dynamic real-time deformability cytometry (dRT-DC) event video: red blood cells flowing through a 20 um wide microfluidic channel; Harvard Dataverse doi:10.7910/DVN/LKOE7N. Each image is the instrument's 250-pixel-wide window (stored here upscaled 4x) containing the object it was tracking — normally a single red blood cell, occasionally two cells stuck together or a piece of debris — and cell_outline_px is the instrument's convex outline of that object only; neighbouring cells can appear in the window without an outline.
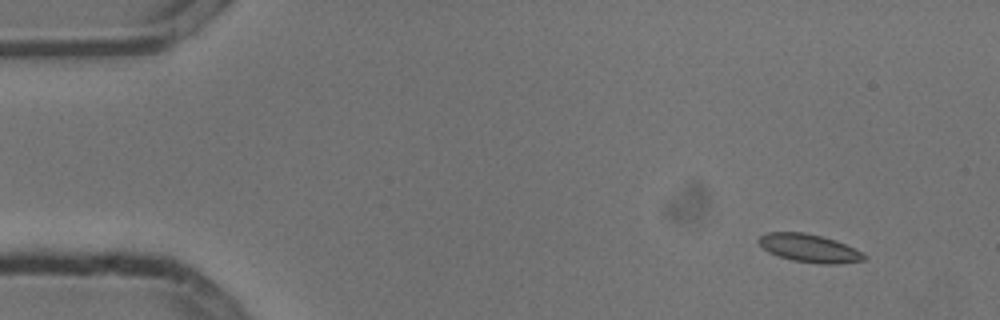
{"species": "common noctule bat (a hibernating species)", "species_latin": "Nyctalus noctula", "temperature_condition": "cold", "stored_images_in_passage": 5, "camera_frame_rate_fps": 3000, "um_per_image_px": 0.085, "animal": {"sex": "male", "body_mass_g": 13.3}, "frame": {"image": 1, "passage_image": 1, "time_ms": 0.0, "image_size_px": [1000, 320], "cell_outline_px": [[868, 256], [864, 260], [836, 264], [824, 264], [792, 260], [768, 252], [756, 240], [760, 236], [768, 232], [804, 232], [836, 240]], "centroid_in_image_um": [68.76, 21.09], "position_along_channel_um": 16.2, "area_um2": 16.99}}
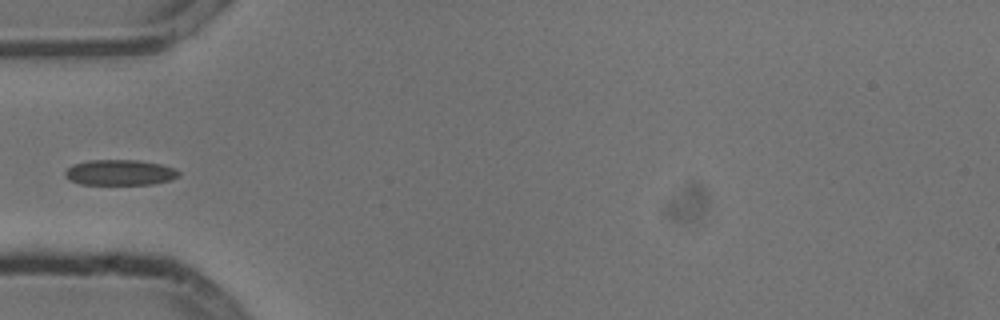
{"frame": {"image": 2, "passage_image": 4, "time_ms": 1.0, "image_size_px": [1000, 320], "cell_outline_px": [[180, 176], [172, 180], [152, 184], [80, 184], [68, 180], [64, 176], [64, 172], [72, 164], [88, 160], [140, 160], [160, 164], [176, 168], [180, 172]], "centroid_in_image_um": [10.2, 14.66], "position_along_channel_um": 74.8, "area_um2": 17.17}}
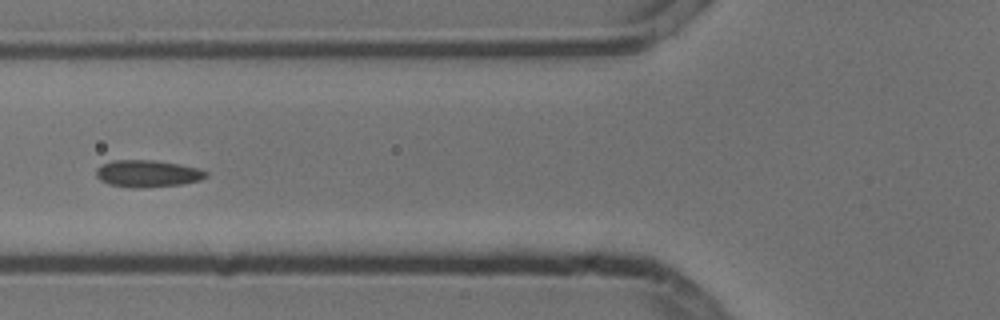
{"frame": {"image": 3, "passage_image": 5, "time_ms": 1.333, "image_size_px": [1000, 320], "cell_outline_px": [[208, 176], [200, 180], [180, 184], [144, 188], [132, 188], [108, 184], [100, 180], [96, 176], [96, 168], [100, 164], [112, 160], [152, 160], [180, 164], [196, 168], [208, 172]], "centroid_in_image_um": [12.5, 14.75], "position_along_channel_um": 113.3, "area_um2": 17.4}}